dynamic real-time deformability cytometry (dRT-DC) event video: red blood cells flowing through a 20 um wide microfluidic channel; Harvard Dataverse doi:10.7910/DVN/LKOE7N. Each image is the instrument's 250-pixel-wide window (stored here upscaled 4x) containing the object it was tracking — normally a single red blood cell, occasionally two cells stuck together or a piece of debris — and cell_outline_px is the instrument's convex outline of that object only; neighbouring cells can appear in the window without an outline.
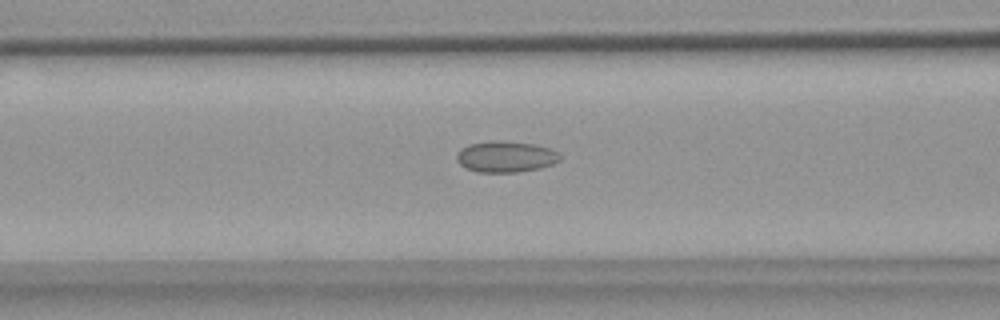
{"species": "common noctule bat (a hibernating species)", "species_latin": "Nyctalus noctula", "temperature_condition": "warm", "stored_images_in_passage": 46, "camera_frame_rate_fps": 3000, "um_per_image_px": 0.085, "animal": {"sex": "female", "body_mass_g": 18.4}, "frame": {"image": 1, "passage_image": 12, "time_ms": 3.667, "image_size_px": [1000, 320], "cell_outline_px": [[560, 160], [552, 164], [540, 168], [520, 172], [476, 172], [460, 164], [456, 160], [456, 152], [460, 148], [468, 144], [492, 140], [500, 140], [532, 144], [548, 148], [556, 152], [560, 156]], "centroid_in_image_um": [42.93, 13.31], "position_along_channel_um": 123.7, "area_um2": 18.79}}
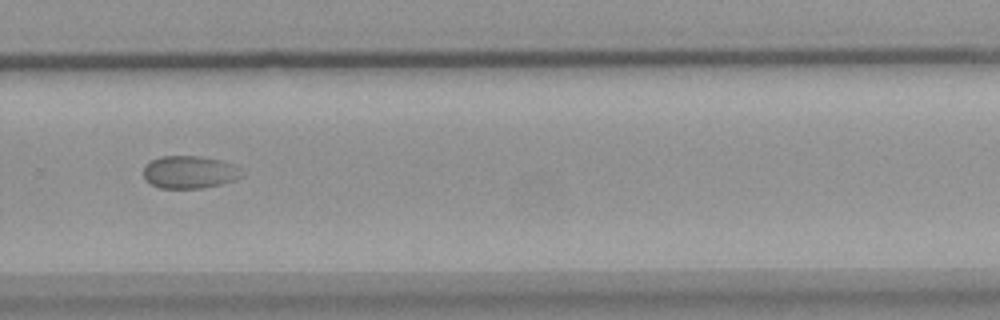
{"frame": {"image": 2, "passage_image": 28, "time_ms": 9.0, "image_size_px": [1000, 320], "cell_outline_px": [[244, 172], [236, 180], [220, 184], [200, 188], [160, 188], [144, 180], [144, 164], [160, 156], [200, 156], [220, 160], [236, 164]], "centroid_in_image_um": [16.12, 14.62], "position_along_channel_um": 313.7, "area_um2": 18.84}}
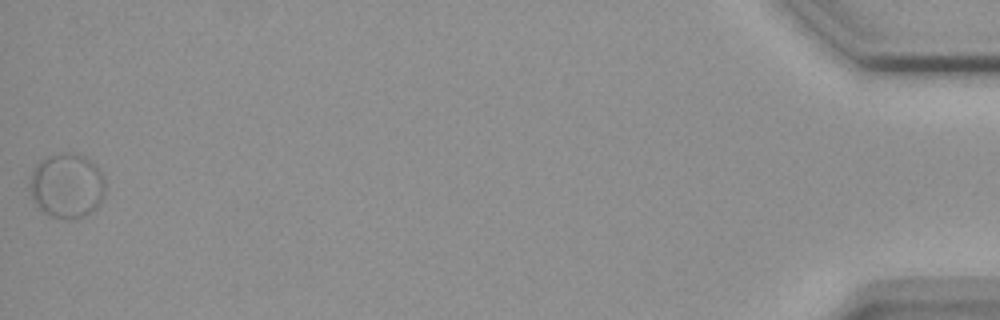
{"frame": {"image": 3, "passage_image": 46, "time_ms": 15.0, "image_size_px": [1000, 320], "cell_outline_px": [[104, 196], [96, 208], [92, 212], [84, 216], [52, 216], [36, 208], [32, 196], [32, 172], [36, 164], [40, 160], [48, 156], [64, 152], [68, 152], [84, 156], [96, 164], [104, 176]], "centroid_in_image_um": [5.71, 15.74], "position_along_channel_um": 429.5, "area_um2": 28.03}}